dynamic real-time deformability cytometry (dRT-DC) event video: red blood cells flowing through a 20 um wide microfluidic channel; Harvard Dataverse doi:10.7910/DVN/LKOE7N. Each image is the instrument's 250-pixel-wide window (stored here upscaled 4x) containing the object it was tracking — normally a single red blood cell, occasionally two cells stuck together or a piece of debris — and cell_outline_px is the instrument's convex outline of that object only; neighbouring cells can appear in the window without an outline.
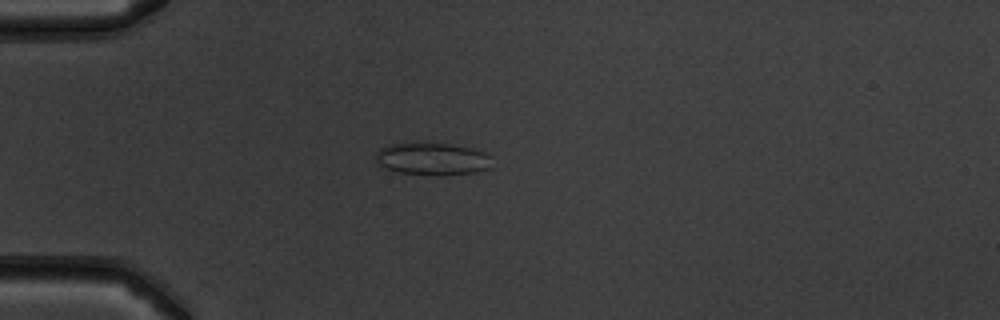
{"species": "common noctule bat (a hibernating species)", "species_latin": "Nyctalus noctula", "temperature_condition": "warm", "stored_images_in_passage": 51, "camera_frame_rate_fps": 3000, "um_per_image_px": 0.085, "animal": {"sex": "male", "body_mass_g": 19.5, "forearm_length_mm": 54.6}, "frame": {"image": 1, "passage_image": 14, "time_ms": 4.333, "image_size_px": [1000, 320], "cell_outline_px": [[492, 168], [476, 172], [440, 176], [400, 172], [388, 168], [380, 164], [376, 160], [376, 152], [380, 148], [392, 144], [448, 144], [472, 148], [484, 152], [488, 156]], "centroid_in_image_um": [36.79, 13.53], "position_along_channel_um": 48.2, "area_um2": 21.5}}
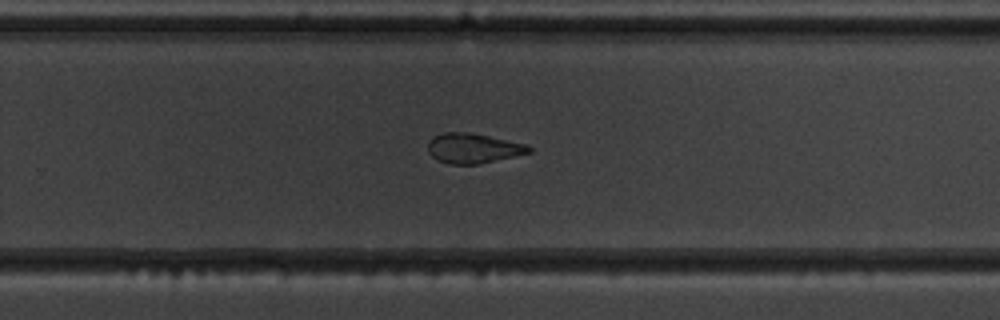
{"frame": {"image": 2, "passage_image": 34, "time_ms": 11.0, "image_size_px": [1000, 320], "cell_outline_px": [[532, 152], [496, 160], [476, 164], [448, 164], [436, 160], [428, 152], [428, 144], [432, 136], [444, 132], [468, 132], [528, 144], [532, 148]], "centroid_in_image_um": [40.2, 12.6], "position_along_channel_um": 289.6, "area_um2": 17.63}}
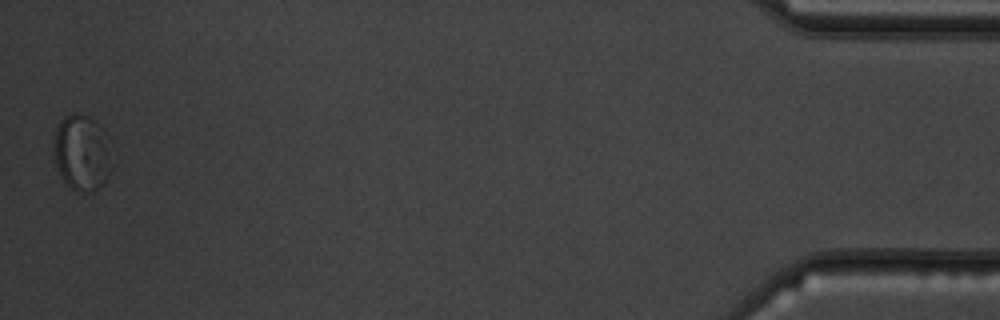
{"frame": {"image": 3, "passage_image": 51, "time_ms": 16.667, "image_size_px": [1000, 320], "cell_outline_px": [[116, 164], [112, 172], [104, 184], [88, 192], [76, 192], [64, 180], [56, 164], [56, 128], [60, 120], [64, 116], [72, 112], [80, 112], [92, 120], [104, 132]], "centroid_in_image_um": [7.04, 13.0], "position_along_channel_um": 428.2, "area_um2": 25.72}, "authors_computed_cell_mechanics": {"area_um2": 19.8832, "velocity_mm_per_s": 3.9255, "shape_relaxation_time_tau1_ms": 7.0359, "shape_relaxation_time_tau2_ms": 1.3296, "deformation_change_tau1": 0.1364, "deformation_change_tau2": 0.0747}}